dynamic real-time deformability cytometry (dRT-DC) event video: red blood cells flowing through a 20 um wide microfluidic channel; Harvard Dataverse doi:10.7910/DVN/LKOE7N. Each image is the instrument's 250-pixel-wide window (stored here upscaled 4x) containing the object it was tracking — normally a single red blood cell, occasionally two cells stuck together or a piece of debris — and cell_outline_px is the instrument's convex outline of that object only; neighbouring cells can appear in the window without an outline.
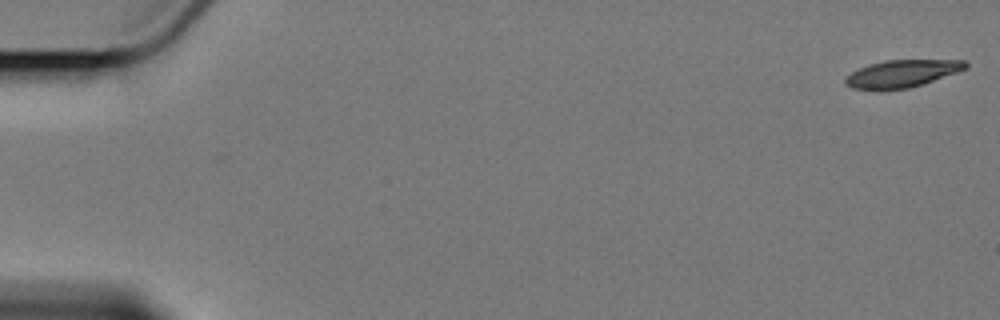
{"species": "Egyptian fruit bat (a non-hibernating species)", "species_latin": "Rousettus aegyptiacus", "temperature_condition": "cold", "stored_images_in_passage": 7, "segment_of_instrument_passage": [1, 2], "camera_frame_rate_fps": 3000, "um_per_image_px": 0.085, "animal": {"sex": "female"}, "frame": {"image": 1, "passage_image": 1, "time_ms": 0.0, "image_size_px": [1000, 320], "cell_outline_px": [[968, 68], [908, 88], [852, 88], [844, 84], [844, 80], [852, 72], [868, 64], [884, 60], [964, 60], [968, 64]], "centroid_in_image_um": [76.67, 6.22], "position_along_channel_um": 8.3, "area_um2": 18.5}}
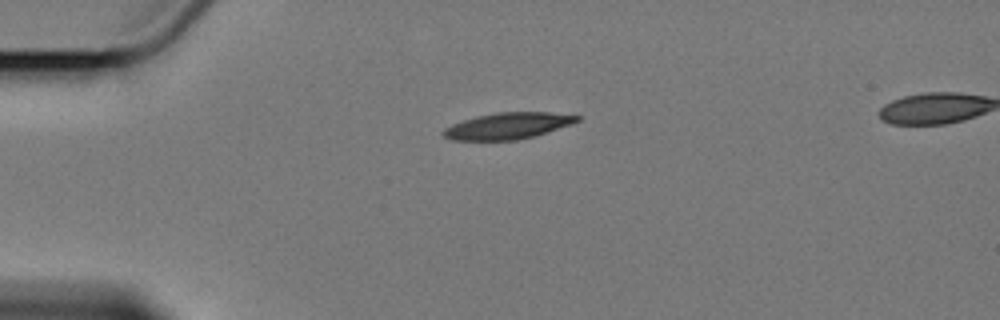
{"frame": {"image": 2, "passage_image": 5, "time_ms": 4.667, "image_size_px": [1000, 320], "cell_outline_px": [[580, 120], [532, 136], [516, 140], [452, 140], [444, 136], [440, 132], [444, 128], [452, 124], [476, 116], [496, 112], [548, 112], [580, 116]], "centroid_in_image_um": [43.07, 10.69], "position_along_channel_um": 41.9, "area_um2": 20.17}}